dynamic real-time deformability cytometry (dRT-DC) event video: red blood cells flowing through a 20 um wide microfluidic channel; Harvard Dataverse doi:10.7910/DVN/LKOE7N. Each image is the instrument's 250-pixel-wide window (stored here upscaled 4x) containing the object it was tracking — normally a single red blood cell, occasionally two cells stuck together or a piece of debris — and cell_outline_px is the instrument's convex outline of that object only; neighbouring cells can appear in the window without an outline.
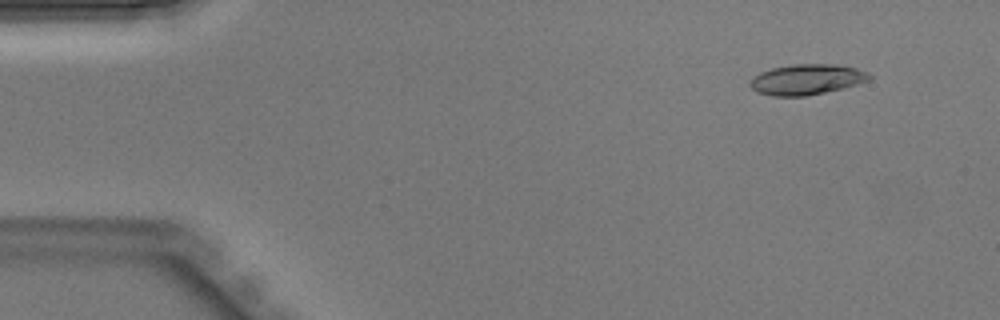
{"species": "Egyptian fruit bat (a non-hibernating species)", "species_latin": "Rousettus aegyptiacus", "temperature_condition": "warm", "stored_images_in_passage": 43, "camera_frame_rate_fps": 3000, "um_per_image_px": 0.085, "animal": {"sex": "male"}, "frame": {"image": 1, "passage_image": 4, "time_ms": 1.0, "image_size_px": [1000, 320], "cell_outline_px": [[872, 76], [868, 80], [856, 84], [824, 92], [804, 96], [772, 96], [756, 92], [748, 84], [752, 76], [760, 72], [772, 68], [792, 64], [836, 64], [856, 68], [868, 72]], "centroid_in_image_um": [68.51, 6.74], "position_along_channel_um": 16.5, "area_um2": 21.15}}
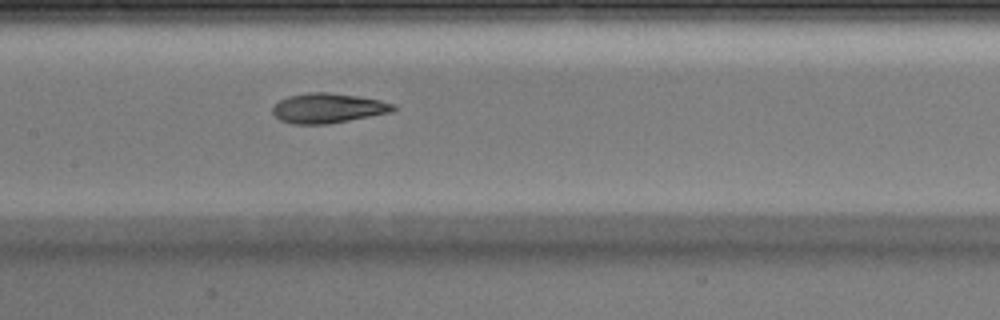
{"frame": {"image": 2, "passage_image": 21, "time_ms": 6.667, "image_size_px": [1000, 320], "cell_outline_px": [[396, 108], [392, 112], [328, 124], [292, 124], [280, 120], [272, 112], [272, 108], [280, 100], [288, 96], [308, 92], [328, 92], [356, 96], [380, 100], [396, 104]], "centroid_in_image_um": [27.88, 9.19], "position_along_channel_um": 179.5, "area_um2": 20.92}}
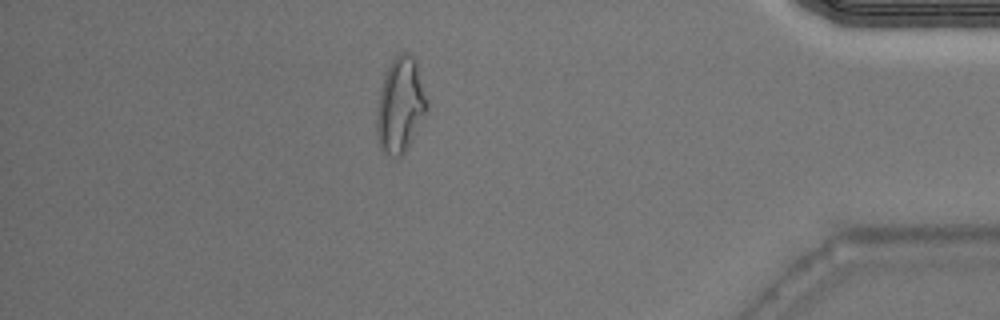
{"frame": {"image": 3, "passage_image": 38, "time_ms": 12.333, "image_size_px": [1000, 320], "cell_outline_px": [[428, 112], [404, 152], [396, 160], [384, 152], [380, 148], [376, 132], [376, 108], [380, 88], [388, 64], [400, 52], [408, 52], [416, 60], [428, 100]], "centroid_in_image_um": [34.02, 8.94], "position_along_channel_um": 401.2, "area_um2": 28.38}}